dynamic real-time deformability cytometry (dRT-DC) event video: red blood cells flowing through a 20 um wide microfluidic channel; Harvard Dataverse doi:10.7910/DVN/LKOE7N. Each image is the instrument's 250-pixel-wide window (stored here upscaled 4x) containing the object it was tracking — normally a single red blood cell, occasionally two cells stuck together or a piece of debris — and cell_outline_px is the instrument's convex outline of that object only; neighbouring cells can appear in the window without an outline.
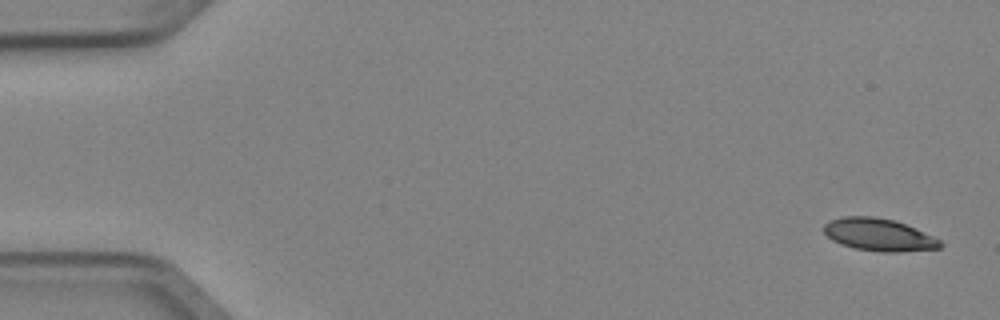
{"species": "Egyptian fruit bat (a non-hibernating species)", "species_latin": "Rousettus aegyptiacus", "temperature_condition": "cold", "stored_images_in_passage": 6, "camera_frame_rate_fps": 3000, "um_per_image_px": 0.085, "animal": {"sex": "female"}, "frame": {"image": 1, "passage_image": 1, "time_ms": 0.0, "image_size_px": [1000, 320], "cell_outline_px": [[944, 244], [940, 248], [900, 252], [880, 252], [852, 248], [840, 244], [832, 240], [824, 232], [824, 224], [828, 220], [844, 216], [876, 216], [892, 220], [916, 228], [940, 240]], "centroid_in_image_um": [74.68, 19.95], "position_along_channel_um": 10.3, "area_um2": 22.14}}